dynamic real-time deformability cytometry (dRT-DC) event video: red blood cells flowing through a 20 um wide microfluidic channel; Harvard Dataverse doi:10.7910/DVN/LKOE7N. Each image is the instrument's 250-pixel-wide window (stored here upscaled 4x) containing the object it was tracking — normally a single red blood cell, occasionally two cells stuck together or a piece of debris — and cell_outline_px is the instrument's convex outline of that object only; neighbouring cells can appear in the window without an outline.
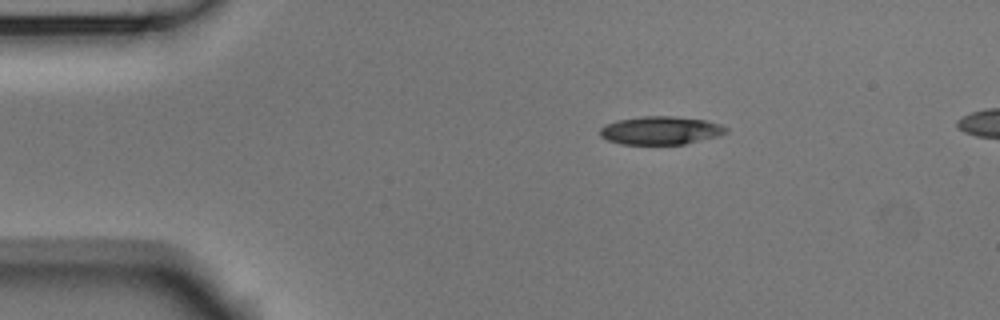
{"species": "Egyptian fruit bat (a non-hibernating species)", "species_latin": "Rousettus aegyptiacus", "temperature_condition": "room temperature", "stored_images_in_passage": 4, "camera_frame_rate_fps": 3000, "um_per_image_px": 0.085, "animal": {"sex": "male"}, "frame": {"image": 1, "passage_image": 1, "time_ms": 0.0, "image_size_px": [1000, 320], "cell_outline_px": [[728, 132], [720, 136], [684, 144], [620, 144], [608, 140], [600, 136], [600, 128], [604, 124], [616, 120], [644, 116], [672, 116], [704, 120], [720, 124], [728, 128]], "centroid_in_image_um": [56.15, 11.09], "position_along_channel_um": 28.8, "area_um2": 20.81}}
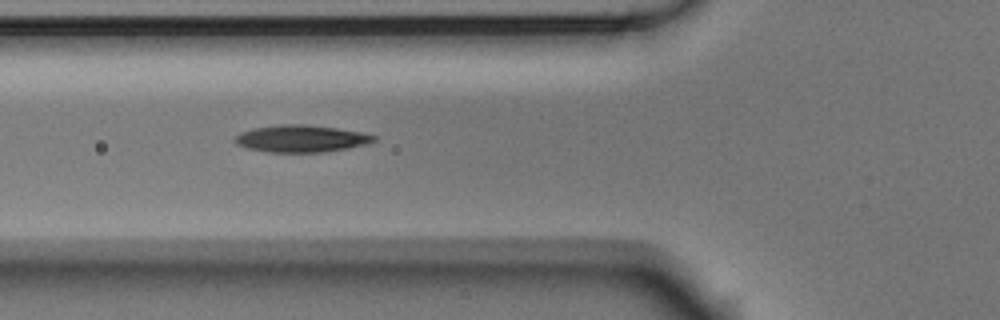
{"frame": {"image": 2, "passage_image": 4, "time_ms": 1.0, "image_size_px": [1000, 320], "cell_outline_px": [[376, 140], [368, 144], [348, 148], [324, 152], [268, 152], [248, 148], [236, 144], [232, 140], [240, 132], [252, 128], [276, 124], [304, 124], [336, 128], [364, 132], [376, 136]], "centroid_in_image_um": [25.59, 11.77], "position_along_channel_um": 100.2, "area_um2": 22.14}}